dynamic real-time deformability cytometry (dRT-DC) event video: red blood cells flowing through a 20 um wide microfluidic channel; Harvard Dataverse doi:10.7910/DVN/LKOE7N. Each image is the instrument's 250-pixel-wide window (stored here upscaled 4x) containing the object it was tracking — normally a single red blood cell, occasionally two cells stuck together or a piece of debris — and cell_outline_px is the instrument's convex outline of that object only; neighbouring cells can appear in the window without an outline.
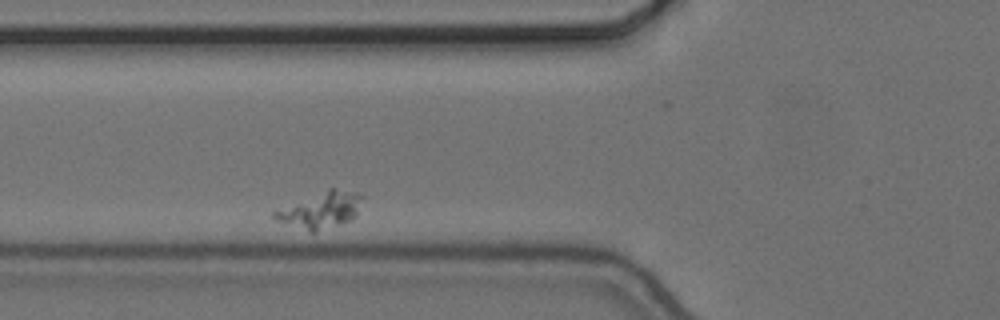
{"species": "common noctule bat (a hibernating species)", "species_latin": "Nyctalus noctula", "temperature_condition": "cold", "stored_images_in_passage": 45, "camera_frame_rate_fps": 3000, "um_per_image_px": 0.085, "animal": {"sex": "female", "body_mass_g": 24.6, "forearm_length_mm": 56.2}, "frame": {"image": 1, "passage_image": 15, "time_ms": 4.667, "image_size_px": [1000, 320], "cell_outline_px": [[364, 196], [356, 216], [352, 220], [316, 232], [308, 232], [276, 220], [272, 216], [272, 212], [328, 188], [336, 188]], "centroid_in_image_um": [27.27, 17.88], "position_along_channel_um": 98.5, "area_um2": 18.32}}
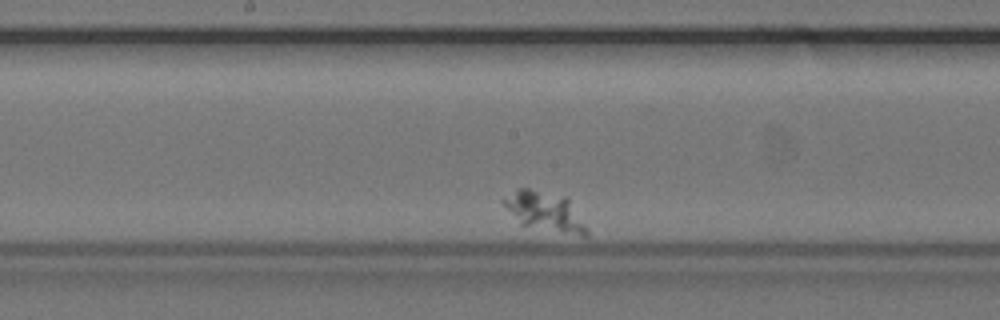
{"frame": {"image": 2, "passage_image": 26, "time_ms": 8.333, "image_size_px": [1000, 320], "cell_outline_px": [[588, 236], [580, 236], [520, 224], [500, 200], [516, 188], [528, 188], [564, 196], [568, 200], [588, 228]], "centroid_in_image_um": [46.29, 17.97], "position_along_channel_um": 201.9, "area_um2": 18.67}}
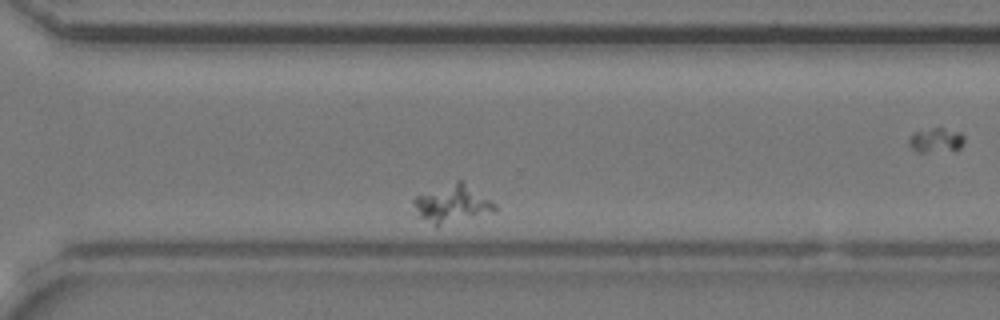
{"frame": {"image": 3, "passage_image": 39, "time_ms": 12.667, "image_size_px": [1000, 320], "cell_outline_px": [[496, 212], [436, 224], [420, 216], [412, 200], [416, 196], [456, 180], [464, 180], [492, 200], [496, 204]], "centroid_in_image_um": [38.52, 17.24], "position_along_channel_um": 332.1, "area_um2": 17.22}}